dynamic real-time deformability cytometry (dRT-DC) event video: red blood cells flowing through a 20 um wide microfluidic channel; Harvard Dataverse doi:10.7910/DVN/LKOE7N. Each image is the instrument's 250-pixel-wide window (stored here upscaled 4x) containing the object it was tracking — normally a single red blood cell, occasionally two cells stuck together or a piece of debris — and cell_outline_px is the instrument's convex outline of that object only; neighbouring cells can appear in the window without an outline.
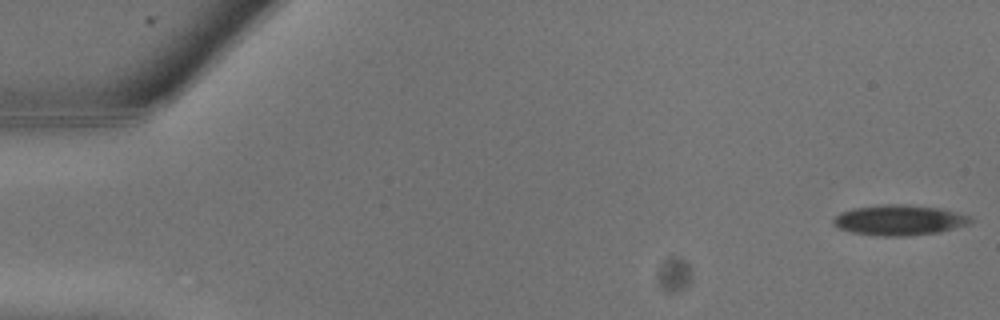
{"species": "common noctule bat (a hibernating species)", "species_latin": "Nyctalus noctula", "temperature_condition": "warm", "stored_images_in_passage": 9, "camera_frame_rate_fps": 3000, "um_per_image_px": 0.085, "animal": {"sex": "male", "body_mass_g": 13.3}, "frame": {"image": 1, "passage_image": 1, "time_ms": 0.0, "image_size_px": [1000, 320], "cell_outline_px": [[972, 220], [968, 224], [940, 232], [908, 236], [880, 236], [852, 232], [840, 228], [832, 224], [832, 220], [840, 212], [852, 208], [880, 204], [908, 204], [940, 208], [956, 212], [968, 216]], "centroid_in_image_um": [76.4, 18.7], "position_along_channel_um": 8.6, "area_um2": 24.33}}
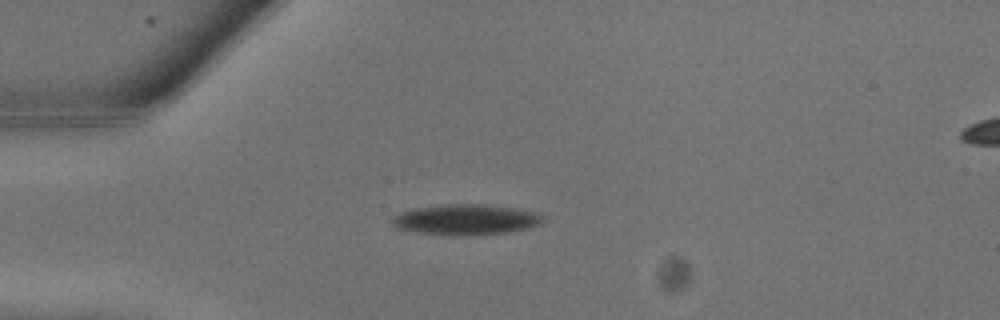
{"frame": {"image": 2, "passage_image": 7, "time_ms": 2.0, "image_size_px": [1000, 320], "cell_outline_px": [[544, 220], [540, 224], [528, 228], [508, 232], [416, 232], [396, 228], [392, 224], [392, 220], [400, 212], [412, 208], [444, 204], [480, 204], [512, 208], [536, 212]], "centroid_in_image_um": [39.57, 18.6], "position_along_channel_um": 45.4, "area_um2": 25.32}}